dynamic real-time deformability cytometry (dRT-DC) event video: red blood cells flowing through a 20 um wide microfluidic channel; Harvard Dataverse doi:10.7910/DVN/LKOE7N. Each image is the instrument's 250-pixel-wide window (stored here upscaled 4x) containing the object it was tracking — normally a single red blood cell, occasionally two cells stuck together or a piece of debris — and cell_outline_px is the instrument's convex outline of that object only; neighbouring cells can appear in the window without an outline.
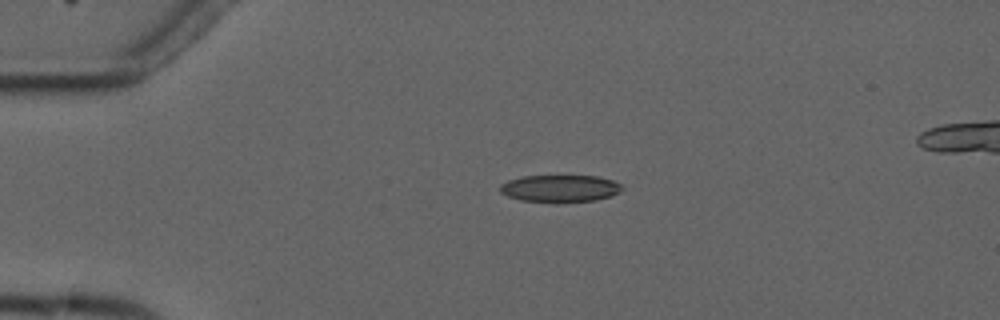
{"species": "common noctule bat (a hibernating species)", "species_latin": "Nyctalus noctula", "temperature_condition": "cold", "stored_images_in_passage": 4, "camera_frame_rate_fps": 3000, "um_per_image_px": 0.085, "animal": {"sex": "male", "forearm_length_mm": 52.5}, "frame": {"image": 1, "passage_image": 2, "time_ms": 2.0, "image_size_px": [1000, 320], "cell_outline_px": [[624, 188], [620, 192], [612, 196], [596, 200], [556, 204], [520, 200], [508, 196], [500, 192], [500, 184], [508, 180], [520, 176], [596, 176], [612, 180], [620, 184]], "centroid_in_image_um": [47.6, 16.04], "position_along_channel_um": 37.4, "area_um2": 19.83}}